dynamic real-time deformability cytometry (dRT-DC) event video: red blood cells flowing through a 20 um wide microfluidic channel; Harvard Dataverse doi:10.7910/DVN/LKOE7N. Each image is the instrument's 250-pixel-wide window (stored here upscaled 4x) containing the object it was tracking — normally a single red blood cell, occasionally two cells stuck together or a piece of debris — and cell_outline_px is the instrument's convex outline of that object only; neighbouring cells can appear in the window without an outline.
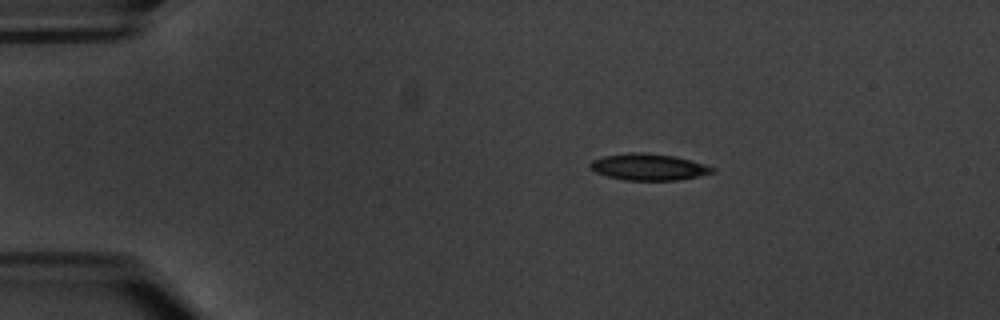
{"species": "common noctule bat (a hibernating species)", "species_latin": "Nyctalus noctula", "temperature_condition": "warm", "stored_images_in_passage": 4, "camera_frame_rate_fps": 3000, "um_per_image_px": 0.085, "animal": {"sex": "male", "body_mass_g": 20.1, "forearm_length_mm": 53.5}, "frame": {"image": 1, "passage_image": 3, "time_ms": 2.333, "image_size_px": [1000, 320], "cell_outline_px": [[716, 172], [700, 176], [676, 180], [624, 180], [608, 176], [596, 172], [588, 168], [588, 164], [592, 160], [604, 156], [628, 152], [644, 152], [672, 156], [704, 164], [716, 168]], "centroid_in_image_um": [55.11, 14.19], "position_along_channel_um": 29.9, "area_um2": 18.9}}